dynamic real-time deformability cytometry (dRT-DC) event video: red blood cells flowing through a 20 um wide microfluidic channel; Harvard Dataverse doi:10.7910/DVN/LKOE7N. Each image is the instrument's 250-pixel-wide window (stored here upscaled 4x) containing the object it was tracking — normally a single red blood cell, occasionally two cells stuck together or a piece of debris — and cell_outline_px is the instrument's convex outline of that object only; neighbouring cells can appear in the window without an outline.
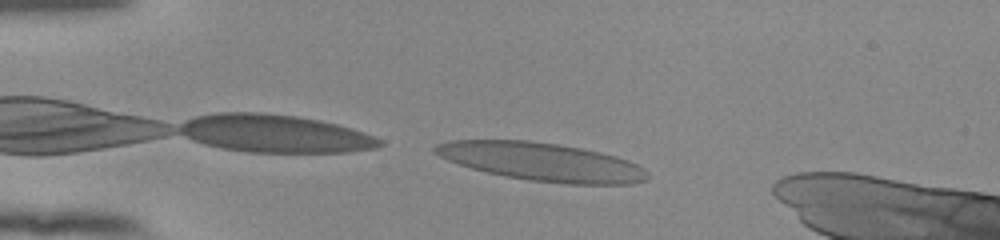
{"species": "human", "species_latin": "Homo sapiens", "temperature_condition": "room temperature", "stored_images_in_passage": 42, "camera_frame_rate_fps": 3000, "um_per_image_px": 0.085, "donor": {"sex": "female"}, "frame": {"image": 1, "passage_image": 1, "time_ms": 0.0, "image_size_px": [1000, 240], "cell_outline_px": [[648, 176], [644, 180], [632, 184], [568, 184], [532, 180], [504, 176], [472, 168], [448, 160], [432, 152], [432, 148], [436, 144], [452, 140], [528, 140], [556, 144], [580, 148], [600, 152], [616, 156], [628, 160], [644, 168], [648, 172]], "centroid_in_image_um": [46.05, 13.75], "position_along_channel_um": 39.0, "area_um2": 46.99}}
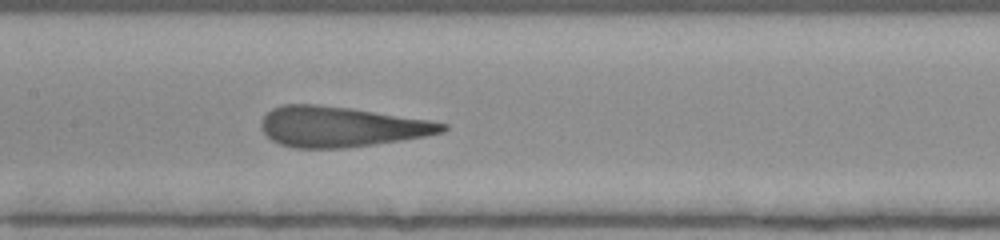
{"frame": {"image": 2, "passage_image": 15, "time_ms": 4.667, "image_size_px": [1000, 240], "cell_outline_px": [[448, 128], [444, 132], [424, 136], [400, 140], [344, 148], [292, 148], [280, 144], [272, 140], [260, 128], [260, 120], [272, 108], [284, 104], [316, 104], [352, 108], [428, 120], [448, 124]], "centroid_in_image_um": [28.95, 10.76], "position_along_channel_um": 178.5, "area_um2": 42.48}}
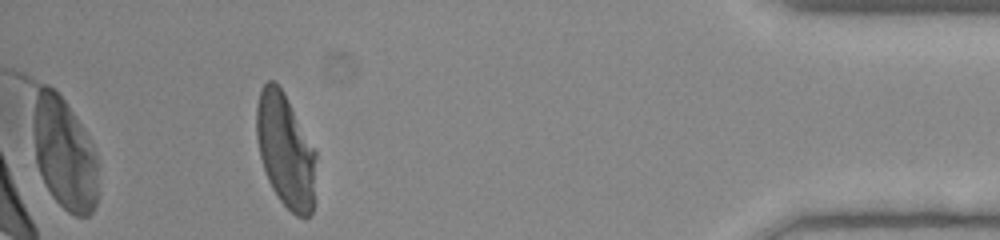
{"frame": {"image": 3, "passage_image": 37, "time_ms": 12.0, "image_size_px": [1000, 240], "cell_outline_px": [[316, 156], [312, 212], [308, 216], [296, 216], [280, 200], [272, 188], [268, 180], [260, 156], [256, 136], [256, 104], [260, 92], [264, 84], [268, 80], [272, 80], [284, 92], [316, 152]], "centroid_in_image_um": [24.25, 12.78], "position_along_channel_um": 411.0, "area_um2": 39.02}, "authors_computed_cell_mechanics": {"area_um2": 42.483, "velocity_mm_per_s": 3.8647, "shape_relaxation_time_tau1_ms": 5.6773, "shape_relaxation_time_tau2_ms": 0.8713, "deformation_change_tau1": 0.2281, "deformation_change_tau2": 0.0944}}